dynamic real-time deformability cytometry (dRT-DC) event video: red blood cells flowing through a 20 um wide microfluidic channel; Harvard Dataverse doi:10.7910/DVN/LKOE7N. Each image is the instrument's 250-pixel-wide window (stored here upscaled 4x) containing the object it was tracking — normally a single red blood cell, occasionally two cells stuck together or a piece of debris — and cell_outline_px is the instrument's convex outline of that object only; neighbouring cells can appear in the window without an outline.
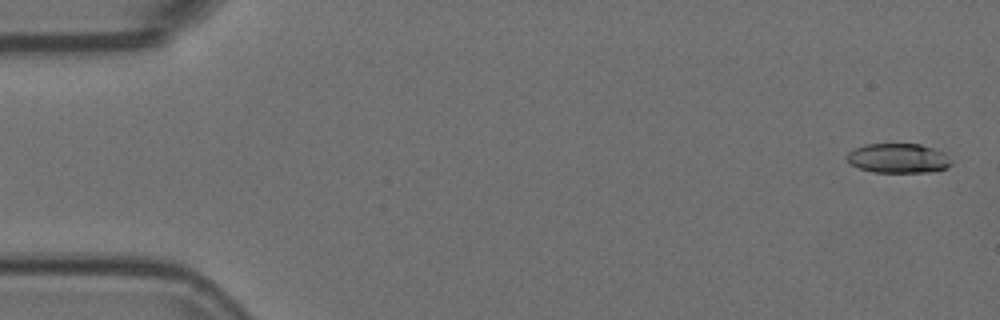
{"species": "Egyptian fruit bat (a non-hibernating species)", "species_latin": "Rousettus aegyptiacus", "temperature_condition": "room temperature", "stored_images_in_passage": 5, "segment_of_instrument_passage": [2, 2], "camera_frame_rate_fps": 3000, "um_per_image_px": 0.085, "animal": {"sex": "female"}, "frame": {"image": 1, "passage_image": 5, "time_ms": 1.333, "image_size_px": [1000, 320], "cell_outline_px": [[952, 164], [948, 168], [932, 172], [872, 172], [848, 164], [848, 152], [864, 144], [920, 144], [944, 152], [952, 160]], "centroid_in_image_um": [76.38, 13.46], "position_along_channel_um": 8.6, "area_um2": 18.09}}